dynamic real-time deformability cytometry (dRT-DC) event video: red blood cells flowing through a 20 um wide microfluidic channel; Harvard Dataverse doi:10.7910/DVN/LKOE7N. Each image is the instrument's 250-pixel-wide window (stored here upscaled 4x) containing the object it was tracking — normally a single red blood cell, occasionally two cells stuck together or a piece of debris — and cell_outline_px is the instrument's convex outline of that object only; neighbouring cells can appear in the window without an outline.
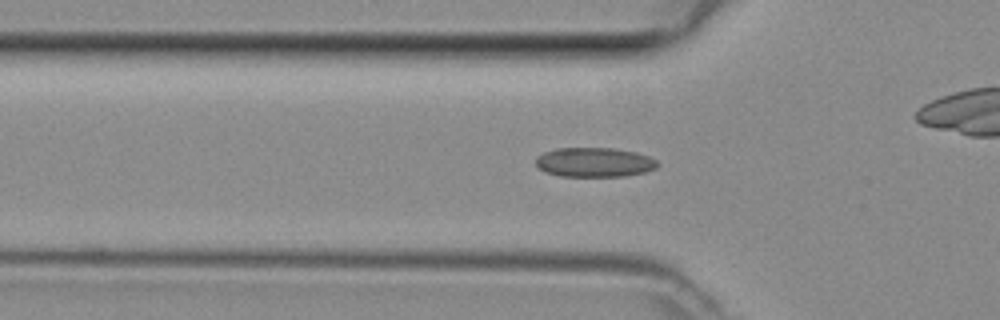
{"species": "common noctule bat (a hibernating species)", "species_latin": "Nyctalus noctula", "temperature_condition": "room temperature", "stored_images_in_passage": 45, "camera_frame_rate_fps": 3000, "um_per_image_px": 0.085, "animal": {"sex": "female", "body_mass_g": 29.2, "forearm_length_mm": 56.3}, "frame": {"image": 1, "passage_image": 15, "time_ms": 4.667, "image_size_px": [1000, 320], "cell_outline_px": [[660, 164], [656, 168], [644, 172], [624, 176], [560, 176], [544, 172], [536, 164], [536, 156], [544, 152], [556, 148], [612, 148], [636, 152], [648, 156], [656, 160]], "centroid_in_image_um": [50.51, 13.79], "position_along_channel_um": 75.3, "area_um2": 20.92}}
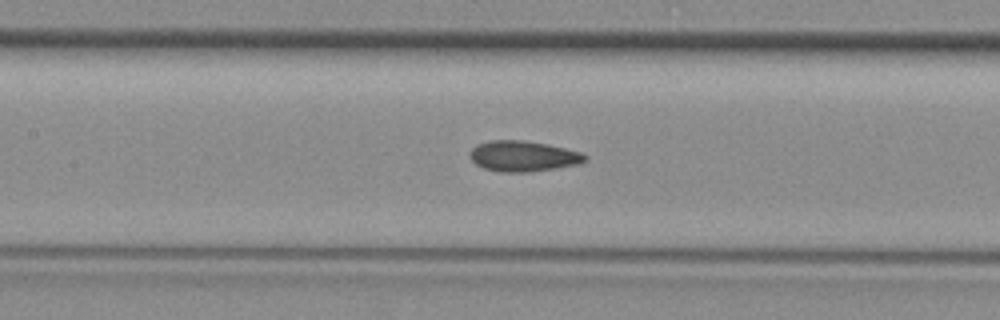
{"frame": {"image": 2, "passage_image": 21, "time_ms": 6.667, "image_size_px": [1000, 320], "cell_outline_px": [[588, 160], [580, 164], [556, 168], [528, 172], [500, 172], [484, 168], [476, 164], [472, 160], [472, 148], [476, 144], [492, 140], [524, 140], [548, 144], [580, 152], [588, 156]], "centroid_in_image_um": [44.51, 13.27], "position_along_channel_um": 162.9, "area_um2": 20.52}}
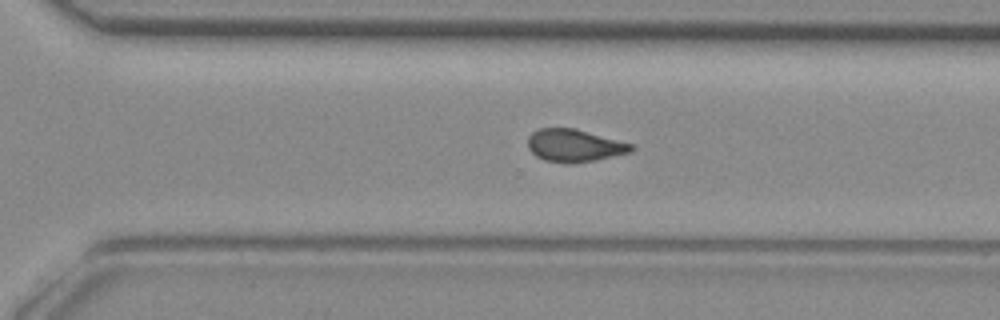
{"frame": {"image": 3, "passage_image": 32, "time_ms": 10.333, "image_size_px": [1000, 320], "cell_outline_px": [[636, 148], [632, 152], [596, 160], [572, 164], [564, 164], [544, 160], [536, 156], [528, 148], [528, 136], [532, 132], [540, 128], [576, 128], [632, 144]], "centroid_in_image_um": [48.82, 12.38], "position_along_channel_um": 321.8, "area_um2": 19.88}}